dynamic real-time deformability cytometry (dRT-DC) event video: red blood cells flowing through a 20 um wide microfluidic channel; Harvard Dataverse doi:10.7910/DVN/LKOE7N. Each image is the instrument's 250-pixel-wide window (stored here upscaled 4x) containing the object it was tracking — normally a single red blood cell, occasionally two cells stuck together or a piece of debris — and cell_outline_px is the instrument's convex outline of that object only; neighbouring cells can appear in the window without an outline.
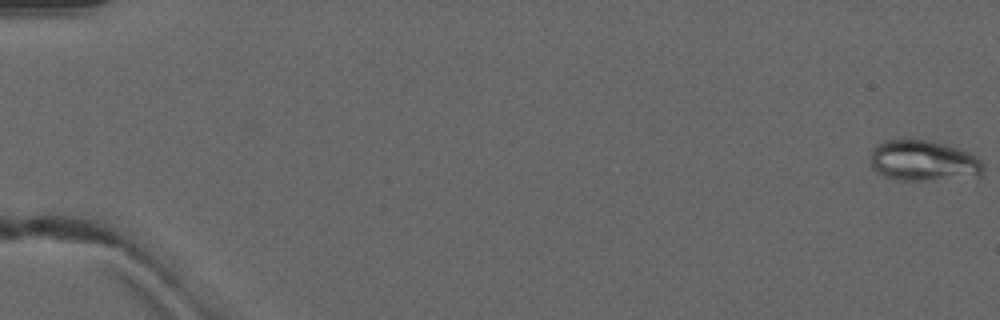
{"species": "common noctule bat (a hibernating species)", "species_latin": "Nyctalus noctula", "temperature_condition": "warm", "stored_images_in_passage": 6, "camera_frame_rate_fps": 3000, "um_per_image_px": 0.085, "animal": {"sex": "male", "forearm_length_mm": 52.5}, "frame": {"image": 1, "passage_image": 1, "time_ms": 0.0, "image_size_px": [1000, 320], "cell_outline_px": [[984, 172], [980, 176], [924, 180], [896, 180], [884, 176], [876, 172], [872, 168], [868, 160], [868, 156], [872, 148], [876, 144], [884, 140], [932, 140], [948, 144], [960, 148], [976, 156], [984, 164]], "centroid_in_image_um": [78.46, 13.65], "position_along_channel_um": 6.5, "area_um2": 27.34}}